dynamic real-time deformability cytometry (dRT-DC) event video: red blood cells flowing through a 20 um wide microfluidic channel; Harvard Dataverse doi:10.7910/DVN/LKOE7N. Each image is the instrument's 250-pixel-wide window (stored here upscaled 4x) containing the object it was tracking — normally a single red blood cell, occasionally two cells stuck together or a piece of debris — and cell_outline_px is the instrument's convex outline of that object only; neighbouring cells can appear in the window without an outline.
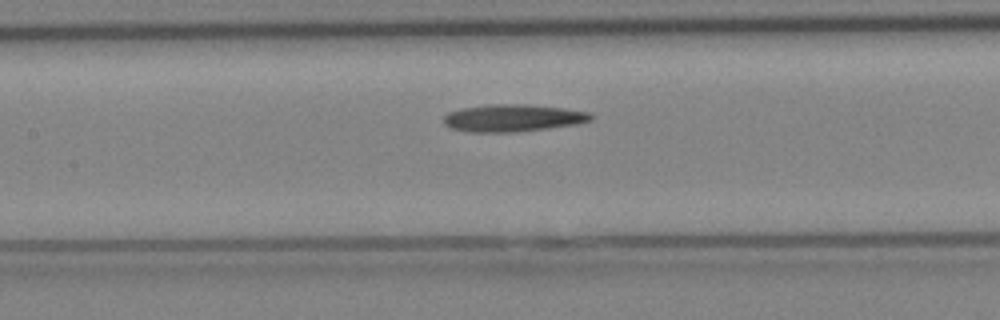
{"species": "Egyptian fruit bat (a non-hibernating species)", "species_latin": "Rousettus aegyptiacus", "temperature_condition": "cold", "stored_images_in_passage": 22, "camera_frame_rate_fps": 3000, "um_per_image_px": 0.085, "animal": {"sex": "female"}, "frame": {"image": 1, "passage_image": 10, "time_ms": 3.0, "image_size_px": [1000, 320], "cell_outline_px": [[592, 120], [576, 124], [548, 128], [512, 132], [468, 132], [452, 128], [444, 124], [444, 116], [448, 112], [460, 108], [492, 104], [528, 104], [564, 108], [588, 112], [592, 116]], "centroid_in_image_um": [43.57, 10.02], "position_along_channel_um": 163.8, "area_um2": 23.35}}